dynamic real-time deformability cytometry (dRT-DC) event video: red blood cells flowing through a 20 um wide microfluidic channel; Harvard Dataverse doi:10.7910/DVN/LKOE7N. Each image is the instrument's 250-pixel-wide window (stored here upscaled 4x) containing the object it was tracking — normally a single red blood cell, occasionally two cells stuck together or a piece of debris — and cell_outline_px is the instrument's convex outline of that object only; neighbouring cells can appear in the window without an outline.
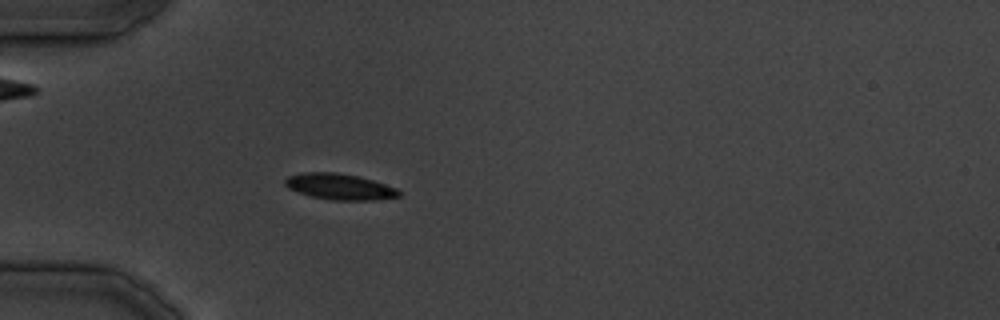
{"species": "common noctule bat (a hibernating species)", "species_latin": "Nyctalus noctula", "temperature_condition": "cold", "stored_images_in_passage": 25, "camera_frame_rate_fps": 3000, "um_per_image_px": 0.085, "animal": {"sex": "male", "body_mass_g": 19.5, "forearm_length_mm": 54.6}, "frame": {"image": 1, "passage_image": 4, "time_ms": 4.333, "image_size_px": [1000, 320], "cell_outline_px": [[400, 196], [376, 200], [332, 200], [312, 196], [288, 188], [284, 184], [284, 180], [288, 176], [304, 172], [336, 172], [356, 176], [372, 180], [396, 188], [400, 192]], "centroid_in_image_um": [28.85, 15.86], "position_along_channel_um": 56.1, "area_um2": 17.05}}